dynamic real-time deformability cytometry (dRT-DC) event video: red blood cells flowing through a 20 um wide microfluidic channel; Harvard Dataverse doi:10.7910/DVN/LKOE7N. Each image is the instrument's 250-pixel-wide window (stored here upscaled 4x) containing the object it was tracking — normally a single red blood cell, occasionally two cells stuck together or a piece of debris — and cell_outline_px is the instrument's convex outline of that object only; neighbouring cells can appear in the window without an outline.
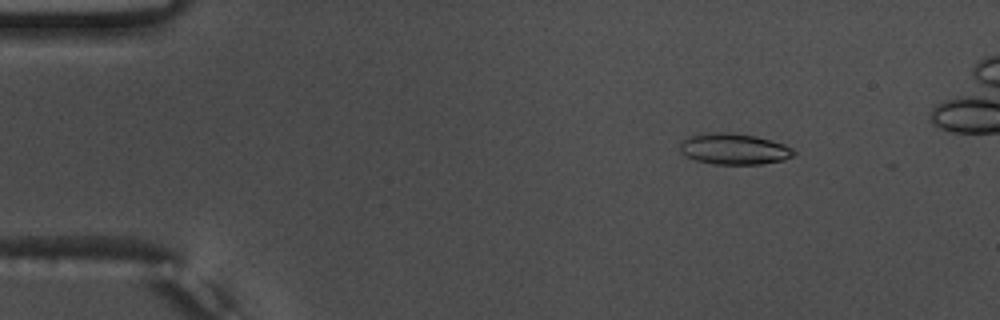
{"species": "common noctule bat (a hibernating species)", "species_latin": "Nyctalus noctula", "temperature_condition": "warm", "stored_images_in_passage": 52, "camera_frame_rate_fps": 3000, "um_per_image_px": 0.085, "animal": {"sex": "male", "body_mass_g": 17.5, "forearm_length_mm": 52.3}, "frame": {"image": 1, "passage_image": 8, "time_ms": 2.333, "image_size_px": [1000, 320], "cell_outline_px": [[796, 152], [792, 156], [784, 160], [760, 164], [716, 164], [696, 160], [680, 152], [680, 144], [688, 136], [704, 132], [728, 132], [756, 136], [784, 144], [792, 148]], "centroid_in_image_um": [62.39, 12.65], "position_along_channel_um": 22.6, "area_um2": 20.58}}
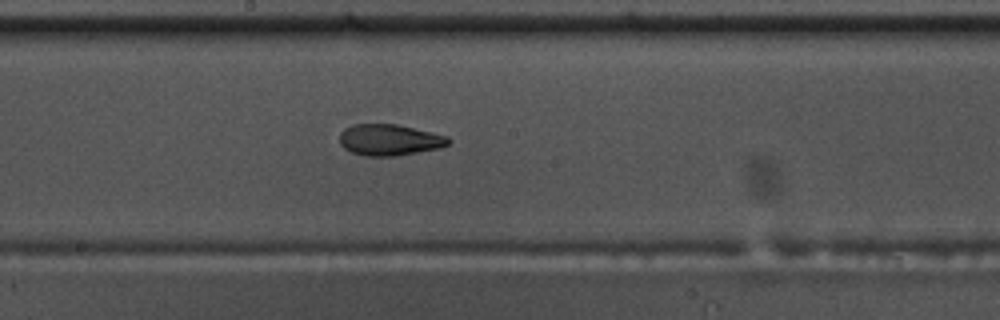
{"frame": {"image": 2, "passage_image": 30, "time_ms": 9.667, "image_size_px": [1000, 320], "cell_outline_px": [[452, 140], [448, 144], [440, 148], [396, 156], [364, 156], [352, 152], [344, 148], [340, 144], [340, 132], [344, 128], [352, 124], [396, 124], [432, 132], [448, 136]], "centroid_in_image_um": [33.1, 11.89], "position_along_channel_um": 215.1, "area_um2": 19.94}}
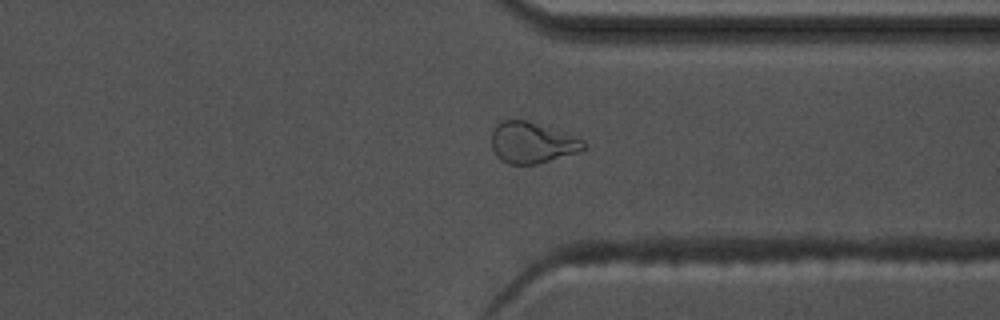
{"frame": {"image": 3, "passage_image": 42, "time_ms": 13.667, "image_size_px": [1000, 320], "cell_outline_px": [[584, 148], [580, 152], [536, 164], [508, 164], [500, 160], [496, 156], [492, 148], [492, 132], [496, 124], [504, 120], [524, 120], [584, 140]], "centroid_in_image_um": [45.17, 12.15], "position_along_channel_um": 366.2, "area_um2": 21.62}}